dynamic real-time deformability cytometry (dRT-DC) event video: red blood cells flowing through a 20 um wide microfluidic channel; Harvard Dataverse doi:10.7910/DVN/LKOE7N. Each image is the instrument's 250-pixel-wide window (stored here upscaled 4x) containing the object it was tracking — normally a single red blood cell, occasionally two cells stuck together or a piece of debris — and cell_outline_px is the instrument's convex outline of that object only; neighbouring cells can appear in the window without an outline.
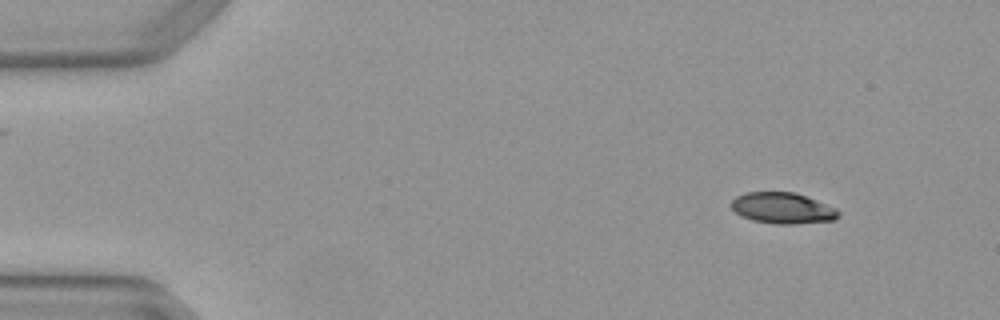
{"species": "Egyptian fruit bat (a non-hibernating species)", "species_latin": "Rousettus aegyptiacus", "temperature_condition": "warm", "stored_images_in_passage": 5, "camera_frame_rate_fps": 3000, "um_per_image_px": 0.085, "animal": {"sex": "female"}, "frame": {"image": 1, "passage_image": 1, "time_ms": 0.0, "image_size_px": [1000, 320], "cell_outline_px": [[840, 216], [836, 220], [792, 224], [776, 224], [752, 220], [736, 212], [732, 208], [732, 200], [736, 196], [744, 192], [796, 192], [836, 208], [840, 212]], "centroid_in_image_um": [66.55, 17.69], "position_along_channel_um": 18.4, "area_um2": 19.36}}
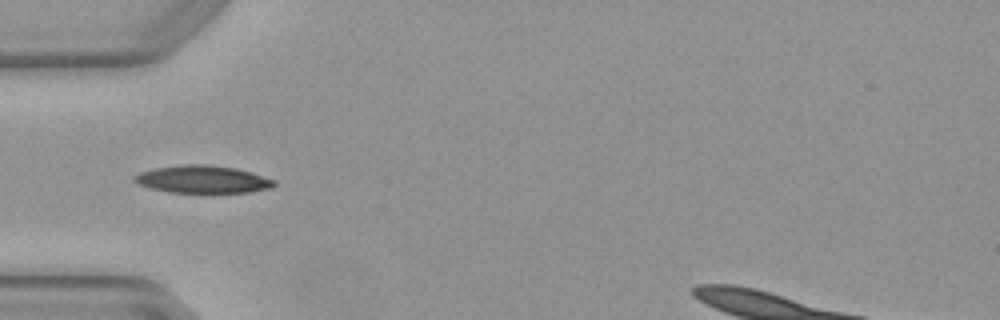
{"frame": {"image": 2, "passage_image": 4, "time_ms": 1.0, "image_size_px": [1000, 320], "cell_outline_px": [[276, 184], [272, 188], [248, 192], [168, 192], [152, 188], [140, 184], [132, 180], [140, 172], [156, 168], [184, 164], [204, 164], [236, 168], [276, 180]], "centroid_in_image_um": [17.26, 15.24], "position_along_channel_um": 67.7, "area_um2": 22.14}}
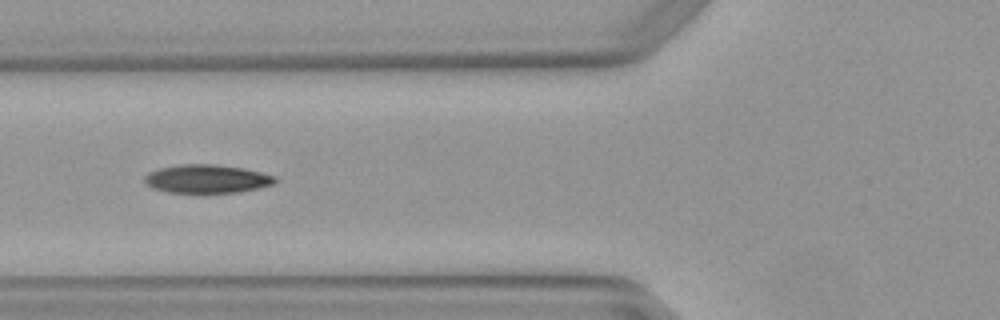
{"frame": {"image": 3, "passage_image": 5, "time_ms": 1.333, "image_size_px": [1000, 320], "cell_outline_px": [[276, 180], [272, 184], [256, 188], [236, 192], [168, 192], [152, 188], [144, 180], [144, 176], [148, 172], [156, 168], [180, 164], [216, 164], [244, 168], [276, 176]], "centroid_in_image_um": [17.54, 15.18], "position_along_channel_um": 108.3, "area_um2": 21.5}}